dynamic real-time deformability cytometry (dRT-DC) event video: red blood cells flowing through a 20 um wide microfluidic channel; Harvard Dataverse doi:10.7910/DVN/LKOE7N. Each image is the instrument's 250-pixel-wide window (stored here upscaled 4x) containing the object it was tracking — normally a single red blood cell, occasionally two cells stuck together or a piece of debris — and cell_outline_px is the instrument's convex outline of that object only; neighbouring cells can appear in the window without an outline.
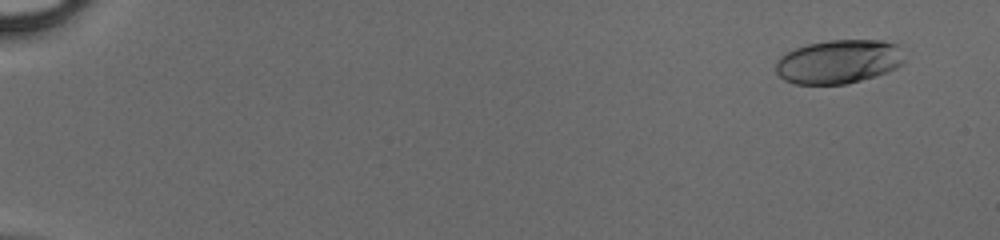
{"species": "human", "species_latin": "Homo sapiens", "temperature_condition": "cold", "stored_images_in_passage": 51, "camera_frame_rate_fps": 3000, "um_per_image_px": 0.085, "donor": {"sex": "male"}, "frame": {"image": 1, "passage_image": 4, "time_ms": 1.0, "image_size_px": [1000, 240], "cell_outline_px": [[904, 64], [888, 72], [876, 76], [848, 84], [796, 84], [784, 80], [776, 72], [776, 60], [784, 52], [808, 44], [828, 40], [884, 40], [896, 44], [904, 60]], "centroid_in_image_um": [71.27, 5.24], "position_along_channel_um": 13.7, "area_um2": 33.06}}
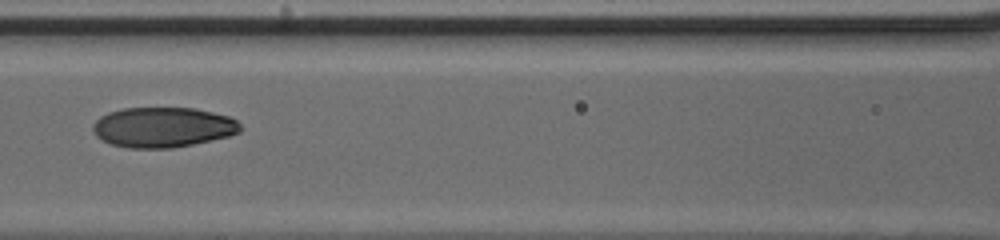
{"frame": {"image": 2, "passage_image": 26, "time_ms": 8.333, "image_size_px": [1000, 240], "cell_outline_px": [[240, 132], [228, 136], [192, 144], [172, 148], [128, 148], [112, 144], [100, 140], [96, 136], [92, 128], [92, 124], [100, 116], [108, 112], [124, 108], [196, 108], [228, 116], [236, 120], [240, 124]], "centroid_in_image_um": [13.81, 10.81], "position_along_channel_um": 152.8, "area_um2": 34.51}}
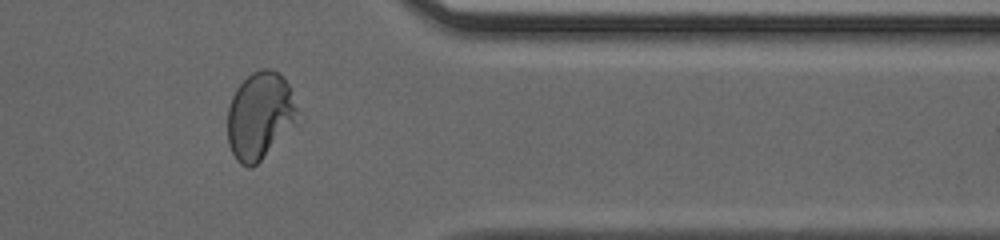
{"frame": {"image": 3, "passage_image": 43, "time_ms": 14.0, "image_size_px": [1000, 240], "cell_outline_px": [[300, 112], [296, 124], [252, 168], [248, 168], [240, 164], [236, 160], [228, 144], [228, 108], [232, 96], [236, 88], [252, 72], [260, 68], [268, 68], [276, 72], [288, 84]], "centroid_in_image_um": [22.09, 9.84], "position_along_channel_um": 389.3, "area_um2": 35.6}}